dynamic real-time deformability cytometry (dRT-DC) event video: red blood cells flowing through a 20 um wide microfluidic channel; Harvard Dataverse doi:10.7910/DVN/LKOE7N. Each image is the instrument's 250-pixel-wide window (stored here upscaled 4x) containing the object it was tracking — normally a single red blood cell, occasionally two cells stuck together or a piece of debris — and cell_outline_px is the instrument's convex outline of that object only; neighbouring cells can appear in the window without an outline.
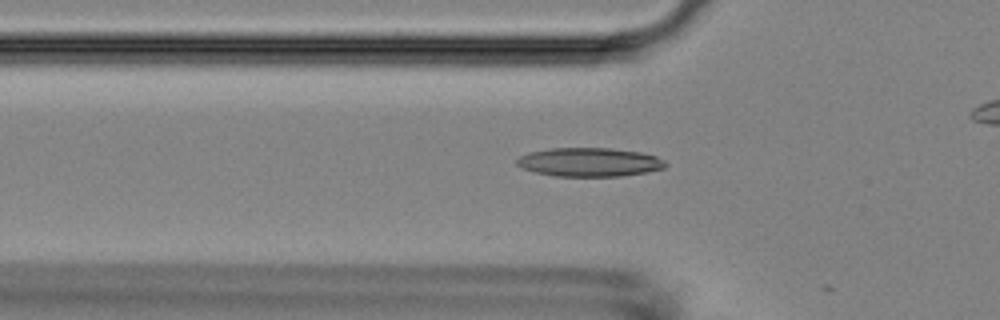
{"species": "Egyptian fruit bat (a non-hibernating species)", "species_latin": "Rousettus aegyptiacus", "temperature_condition": "room temperature", "stored_images_in_passage": 9, "camera_frame_rate_fps": 3000, "um_per_image_px": 0.085, "animal": {"sex": "female"}, "frame": {"image": 1, "passage_image": 8, "time_ms": 2.333, "image_size_px": [1000, 320], "cell_outline_px": [[668, 164], [664, 168], [648, 172], [620, 176], [552, 176], [520, 168], [516, 164], [516, 160], [520, 156], [528, 152], [548, 148], [612, 148], [640, 152], [656, 156], [664, 160]], "centroid_in_image_um": [50.08, 13.78], "position_along_channel_um": 75.7, "area_um2": 25.14}}